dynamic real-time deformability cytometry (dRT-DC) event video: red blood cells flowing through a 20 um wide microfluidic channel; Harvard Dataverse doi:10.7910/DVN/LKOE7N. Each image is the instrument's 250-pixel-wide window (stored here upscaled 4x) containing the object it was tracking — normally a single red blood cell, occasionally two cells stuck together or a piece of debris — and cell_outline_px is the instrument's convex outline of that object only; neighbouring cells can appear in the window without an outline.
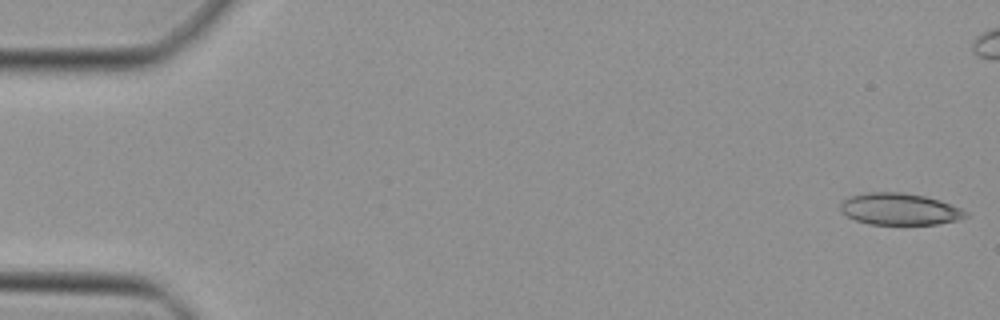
{"species": "Egyptian fruit bat (a non-hibernating species)", "species_latin": "Rousettus aegyptiacus", "temperature_condition": "cold", "stored_images_in_passage": 42, "camera_frame_rate_fps": 3000, "um_per_image_px": 0.085, "animal": {"sex": "female"}, "frame": {"image": 1, "passage_image": 1, "time_ms": 0.0, "image_size_px": [1000, 320], "cell_outline_px": [[968, 216], [956, 220], [936, 224], [868, 224], [856, 220], [840, 212], [840, 204], [844, 200], [852, 196], [868, 192], [900, 192], [924, 196], [940, 200], [960, 208], [968, 212]], "centroid_in_image_um": [76.46, 17.77], "position_along_channel_um": 8.5, "area_um2": 23.0}}
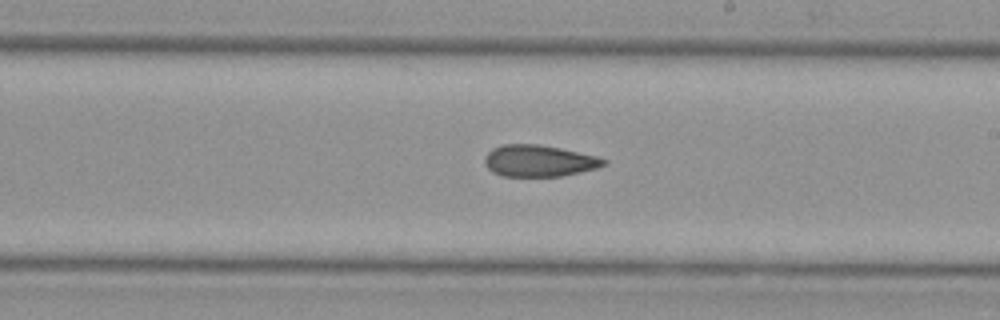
{"frame": {"image": 2, "passage_image": 27, "time_ms": 8.667, "image_size_px": [1000, 320], "cell_outline_px": [[608, 164], [596, 168], [580, 172], [560, 176], [500, 176], [492, 172], [484, 164], [484, 156], [492, 148], [500, 144], [540, 144], [560, 148], [596, 156], [608, 160]], "centroid_in_image_um": [45.78, 13.66], "position_along_channel_um": 243.2, "area_um2": 22.08}}
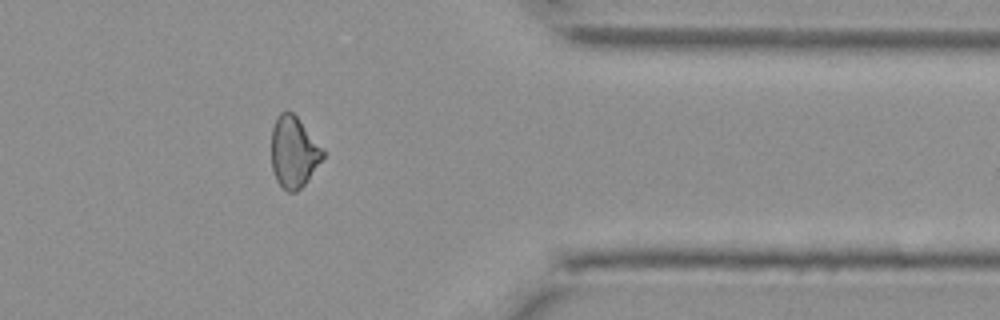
{"frame": {"image": 3, "passage_image": 38, "time_ms": 12.333, "image_size_px": [1000, 320], "cell_outline_px": [[324, 156], [308, 180], [296, 192], [288, 192], [276, 180], [272, 168], [272, 128], [276, 116], [280, 112], [292, 112], [296, 116], [324, 148]], "centroid_in_image_um": [24.97, 12.92], "position_along_channel_um": 386.4, "area_um2": 21.27}}